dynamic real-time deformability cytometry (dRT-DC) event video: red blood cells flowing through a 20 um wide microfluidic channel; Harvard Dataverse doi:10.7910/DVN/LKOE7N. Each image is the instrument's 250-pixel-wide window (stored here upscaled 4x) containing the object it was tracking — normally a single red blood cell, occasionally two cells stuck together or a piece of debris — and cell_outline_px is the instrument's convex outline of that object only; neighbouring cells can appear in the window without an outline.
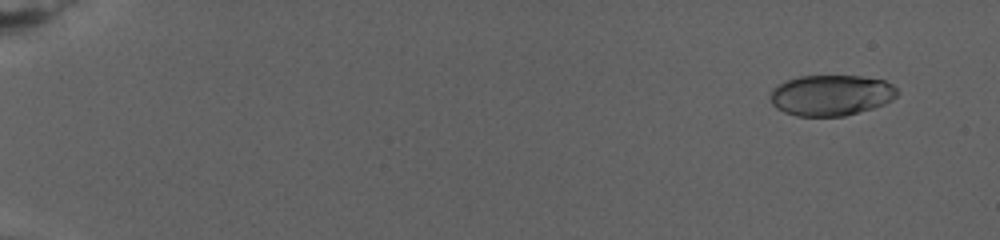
{"species": "human", "species_latin": "Homo sapiens", "temperature_condition": "warm", "stored_images_in_passage": 94, "camera_frame_rate_fps": 3000, "um_per_image_px": 0.085, "donor": {"sex": "female"}, "frame": {"image": 1, "passage_image": 6, "time_ms": 2.0, "image_size_px": [1000, 240], "cell_outline_px": [[900, 92], [892, 100], [884, 104], [872, 108], [844, 116], [796, 116], [784, 112], [776, 108], [772, 104], [768, 96], [772, 88], [776, 84], [800, 76], [860, 76], [884, 80], [892, 84]], "centroid_in_image_um": [70.61, 8.09], "position_along_channel_um": 14.4, "area_um2": 30.4}}
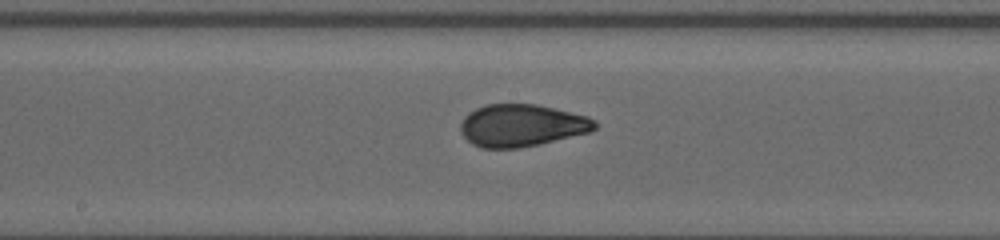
{"frame": {"image": 2, "passage_image": 58, "time_ms": 16.0, "image_size_px": [1000, 240], "cell_outline_px": [[596, 128], [588, 132], [540, 144], [520, 148], [480, 148], [472, 144], [460, 132], [460, 124], [464, 116], [468, 112], [476, 108], [488, 104], [536, 104], [588, 116], [596, 120]], "centroid_in_image_um": [44.31, 10.66], "position_along_channel_um": 203.9, "area_um2": 33.12}}
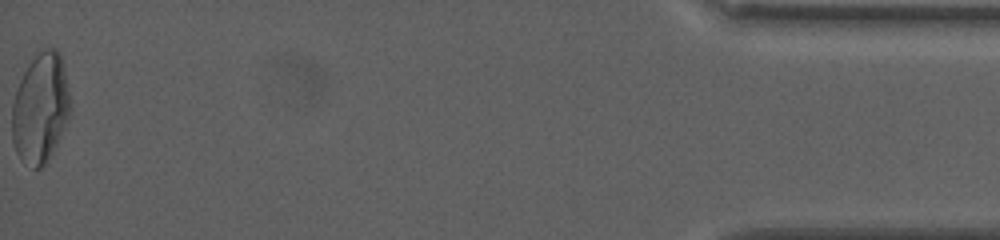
{"frame": {"image": 3, "passage_image": 94, "time_ms": 28.0, "image_size_px": [1000, 240], "cell_outline_px": [[68, 120], [48, 160], [40, 168], [36, 168], [20, 160], [16, 152], [12, 140], [12, 104], [20, 80], [28, 64], [44, 48], [56, 48], [60, 52], [68, 92]], "centroid_in_image_um": [3.41, 9.21], "position_along_channel_um": 431.8, "area_um2": 36.53}}